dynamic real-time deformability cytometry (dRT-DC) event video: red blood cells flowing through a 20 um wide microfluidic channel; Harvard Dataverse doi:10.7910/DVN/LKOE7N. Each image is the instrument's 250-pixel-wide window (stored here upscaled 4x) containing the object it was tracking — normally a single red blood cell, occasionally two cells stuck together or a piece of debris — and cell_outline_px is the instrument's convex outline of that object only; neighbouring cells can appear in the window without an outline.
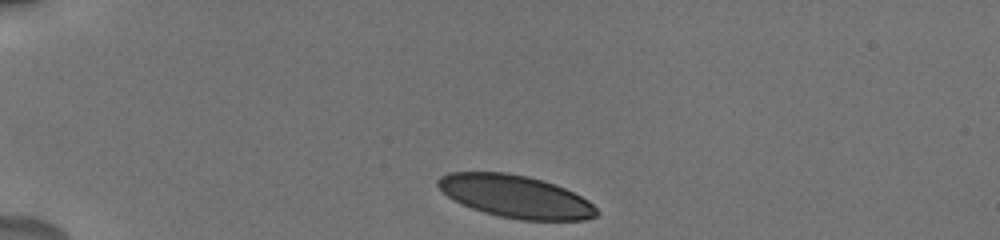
{"species": "human", "species_latin": "Homo sapiens", "temperature_condition": "cold", "stored_images_in_passage": 48, "camera_frame_rate_fps": 3000, "um_per_image_px": 0.085, "donor": {"sex": "male"}, "frame": {"image": 1, "passage_image": 1, "time_ms": 0.0, "image_size_px": [1000, 240], "cell_outline_px": [[600, 212], [596, 216], [584, 220], [520, 220], [500, 216], [484, 212], [472, 208], [448, 196], [436, 184], [436, 180], [440, 176], [448, 172], [504, 172], [528, 176], [556, 184], [588, 200]], "centroid_in_image_um": [43.83, 16.69], "position_along_channel_um": 41.2, "area_um2": 39.13}}
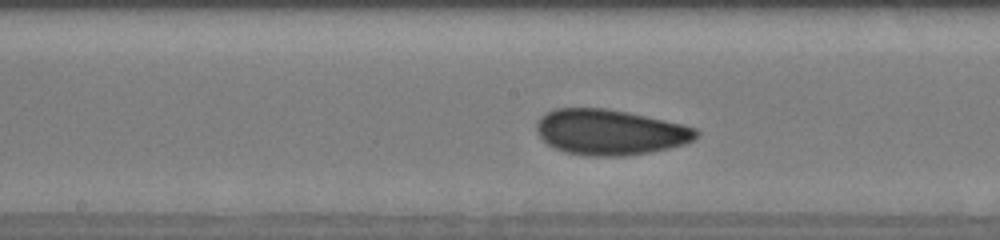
{"frame": {"image": 2, "passage_image": 21, "time_ms": 5.667, "image_size_px": [1000, 240], "cell_outline_px": [[700, 132], [692, 140], [684, 144], [668, 148], [648, 152], [624, 156], [588, 156], [564, 152], [548, 144], [536, 132], [536, 124], [540, 116], [556, 108], [604, 108], [628, 112], [684, 124], [696, 128]], "centroid_in_image_um": [51.84, 11.23], "position_along_channel_um": 196.4, "area_um2": 42.31}}
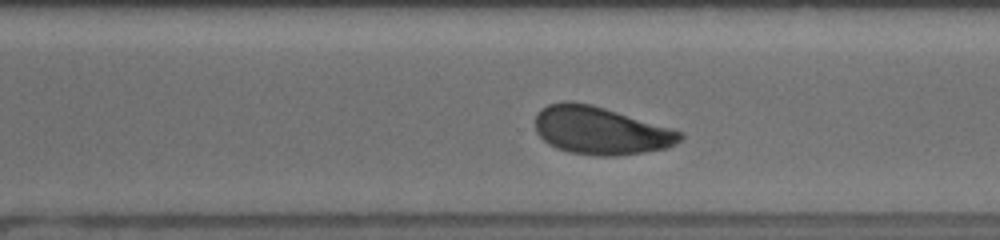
{"frame": {"image": 3, "passage_image": 32, "time_ms": 9.0, "image_size_px": [1000, 240], "cell_outline_px": [[684, 136], [680, 140], [664, 148], [644, 152], [616, 156], [600, 156], [572, 152], [556, 148], [548, 144], [536, 132], [536, 112], [540, 108], [548, 104], [564, 100], [572, 100], [592, 104], [672, 128], [684, 132]], "centroid_in_image_um": [51.01, 11.07], "position_along_channel_um": 319.6, "area_um2": 40.46}, "authors_computed_cell_mechanics": {"area_um2": 41.3848, "velocity_mm_per_s": 3.7065, "shape_relaxation_time_tau1_ms": 3.6396, "shape_relaxation_time_tau2_ms": 2.0676, "deformation_change_tau1": 0.115, "deformation_change_tau2": 0.068}}